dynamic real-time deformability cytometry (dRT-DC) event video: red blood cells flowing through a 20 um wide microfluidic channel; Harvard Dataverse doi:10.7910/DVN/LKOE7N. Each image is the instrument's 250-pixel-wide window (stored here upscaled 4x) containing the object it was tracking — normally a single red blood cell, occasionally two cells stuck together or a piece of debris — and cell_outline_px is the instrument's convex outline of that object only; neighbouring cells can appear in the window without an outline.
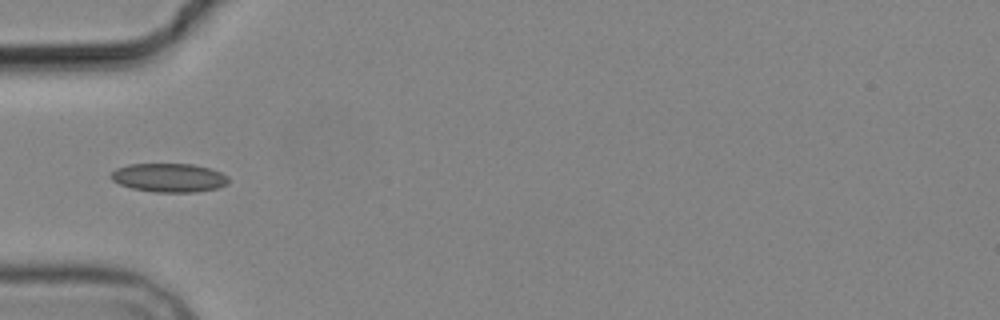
{"species": "common noctule bat (a hibernating species)", "species_latin": "Nyctalus noctula", "temperature_condition": "cold", "stored_images_in_passage": 4, "camera_frame_rate_fps": 3000, "um_per_image_px": 0.085, "animal": {"sex": "male", "body_mass_g": 19.2, "forearm_length_mm": 51.8}, "frame": {"image": 1, "passage_image": 3, "time_ms": 2.333, "image_size_px": [1000, 320], "cell_outline_px": [[228, 184], [216, 188], [196, 192], [156, 192], [132, 188], [120, 184], [112, 180], [108, 176], [116, 168], [128, 164], [192, 164], [212, 168], [228, 176]], "centroid_in_image_um": [14.36, 15.1], "position_along_channel_um": 70.6, "area_um2": 19.77}}
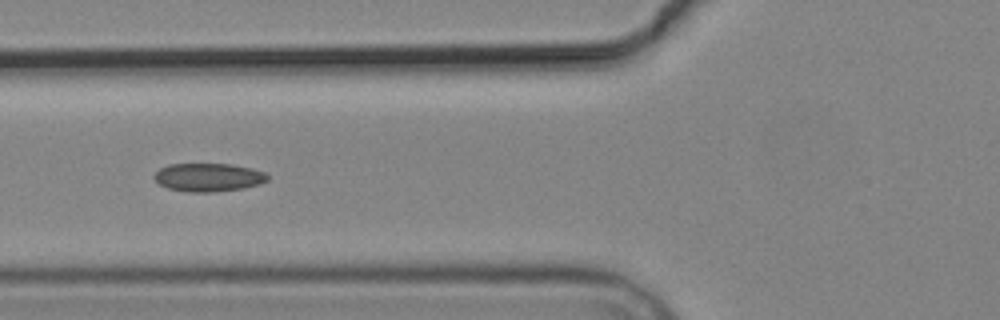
{"frame": {"image": 2, "passage_image": 4, "time_ms": 3.333, "image_size_px": [1000, 320], "cell_outline_px": [[268, 180], [260, 184], [244, 188], [212, 192], [188, 192], [168, 188], [160, 184], [152, 176], [160, 168], [168, 164], [232, 164], [252, 168], [264, 172], [268, 176]], "centroid_in_image_um": [17.72, 15.07], "position_along_channel_um": 108.1, "area_um2": 18.73}}